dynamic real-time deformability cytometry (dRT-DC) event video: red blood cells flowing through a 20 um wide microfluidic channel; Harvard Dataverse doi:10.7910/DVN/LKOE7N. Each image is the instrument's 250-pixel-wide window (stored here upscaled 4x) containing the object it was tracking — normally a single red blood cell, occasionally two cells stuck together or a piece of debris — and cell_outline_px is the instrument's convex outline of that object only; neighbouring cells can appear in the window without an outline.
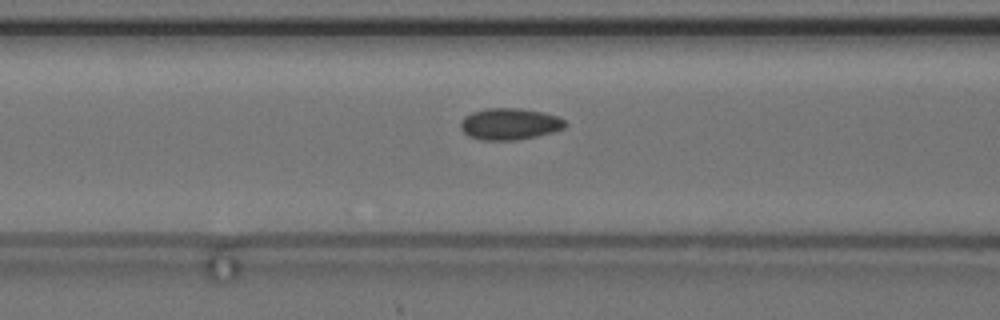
{"species": "common noctule bat (a hibernating species)", "species_latin": "Nyctalus noctula", "temperature_condition": "cold", "stored_images_in_passage": 18, "camera_frame_rate_fps": 3000, "um_per_image_px": 0.085, "animal": {"sex": "female", "body_mass_g": 24.6, "forearm_length_mm": 56.2}, "frame": {"image": 1, "passage_image": 9, "time_ms": 2.667, "image_size_px": [1000, 320], "cell_outline_px": [[568, 124], [564, 128], [552, 132], [536, 136], [516, 140], [480, 140], [468, 136], [460, 128], [460, 124], [464, 116], [472, 112], [484, 108], [520, 108], [560, 116]], "centroid_in_image_um": [43.31, 10.53], "position_along_channel_um": 123.3, "area_um2": 19.36}}